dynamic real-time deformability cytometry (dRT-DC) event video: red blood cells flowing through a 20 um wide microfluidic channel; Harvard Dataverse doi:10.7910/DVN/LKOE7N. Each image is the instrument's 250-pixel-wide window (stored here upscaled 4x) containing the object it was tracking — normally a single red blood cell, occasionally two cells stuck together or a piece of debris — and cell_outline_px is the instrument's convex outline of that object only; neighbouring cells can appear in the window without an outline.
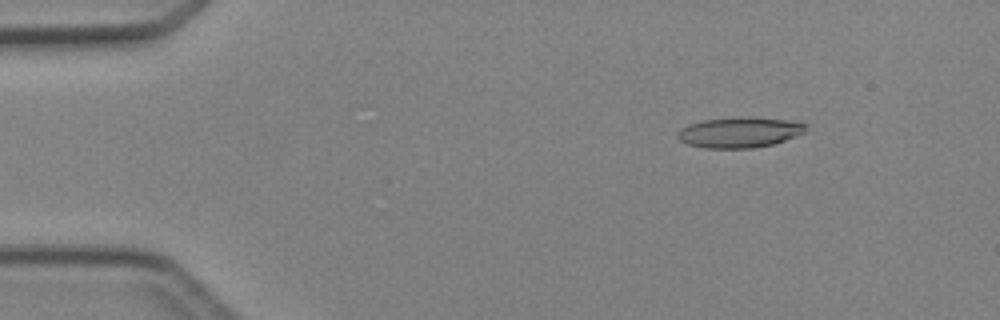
{"species": "Egyptian fruit bat (a non-hibernating species)", "species_latin": "Rousettus aegyptiacus", "temperature_condition": "cold", "stored_images_in_passage": 4, "camera_frame_rate_fps": 3000, "um_per_image_px": 0.085, "animal": {"sex": "female"}, "frame": {"image": 1, "passage_image": 2, "time_ms": 1.0, "image_size_px": [1000, 320], "cell_outline_px": [[808, 124], [804, 132], [796, 136], [772, 144], [752, 148], [704, 148], [688, 144], [680, 140], [676, 136], [676, 132], [680, 128], [688, 124], [700, 120], [740, 116], [748, 116], [784, 120]], "centroid_in_image_um": [62.8, 11.24], "position_along_channel_um": 22.2, "area_um2": 22.95}}